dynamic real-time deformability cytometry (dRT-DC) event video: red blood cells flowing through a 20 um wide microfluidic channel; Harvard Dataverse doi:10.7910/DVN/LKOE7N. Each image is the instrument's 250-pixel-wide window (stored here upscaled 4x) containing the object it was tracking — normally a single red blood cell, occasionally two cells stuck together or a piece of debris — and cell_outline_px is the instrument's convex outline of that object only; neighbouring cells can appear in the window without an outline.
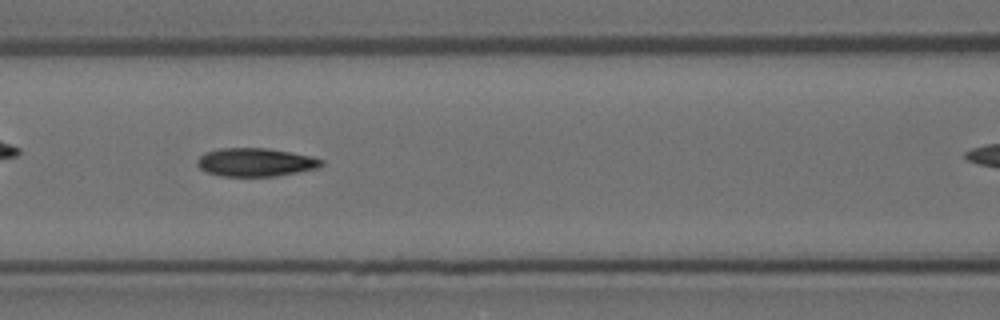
{"species": "Egyptian fruit bat (a non-hibernating species)", "species_latin": "Rousettus aegyptiacus", "temperature_condition": "room temperature", "stored_images_in_passage": 41, "camera_frame_rate_fps": 3000, "um_per_image_px": 0.085, "animal": {"sex": "female"}, "frame": {"image": 1, "passage_image": 19, "time_ms": 6.0, "image_size_px": [1000, 320], "cell_outline_px": [[324, 164], [316, 168], [276, 176], [220, 176], [208, 172], [200, 168], [196, 164], [196, 160], [204, 152], [220, 148], [268, 148], [312, 156], [324, 160]], "centroid_in_image_um": [21.7, 13.78], "position_along_channel_um": 144.9, "area_um2": 20.52}}
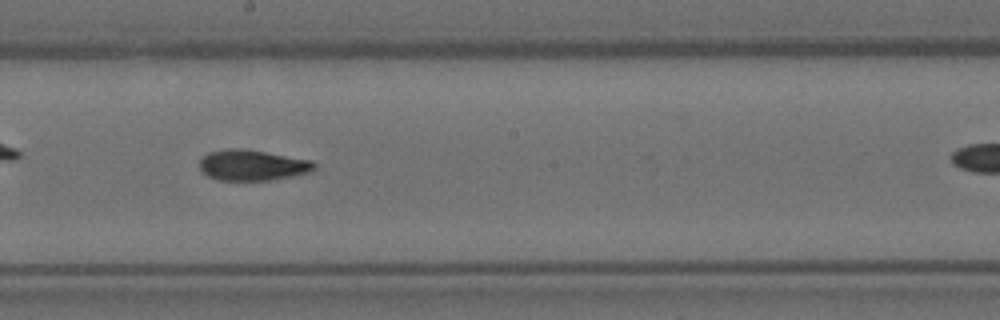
{"frame": {"image": 2, "passage_image": 26, "time_ms": 8.333, "image_size_px": [1000, 320], "cell_outline_px": [[316, 168], [312, 172], [272, 180], [216, 180], [208, 176], [200, 168], [200, 160], [208, 152], [228, 148], [240, 148], [312, 160], [316, 164]], "centroid_in_image_um": [21.47, 14.04], "position_along_channel_um": 226.7, "area_um2": 20.52}}
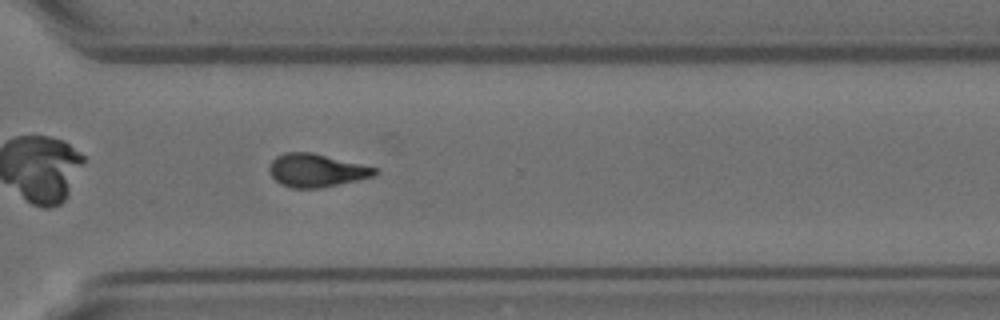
{"frame": {"image": 3, "passage_image": 36, "time_ms": 11.667, "image_size_px": [1000, 320], "cell_outline_px": [[380, 172], [372, 176], [356, 180], [320, 188], [292, 188], [280, 184], [268, 172], [268, 168], [272, 160], [276, 156], [288, 152], [312, 152], [380, 168]], "centroid_in_image_um": [26.9, 14.47], "position_along_channel_um": 343.7, "area_um2": 20.46}}